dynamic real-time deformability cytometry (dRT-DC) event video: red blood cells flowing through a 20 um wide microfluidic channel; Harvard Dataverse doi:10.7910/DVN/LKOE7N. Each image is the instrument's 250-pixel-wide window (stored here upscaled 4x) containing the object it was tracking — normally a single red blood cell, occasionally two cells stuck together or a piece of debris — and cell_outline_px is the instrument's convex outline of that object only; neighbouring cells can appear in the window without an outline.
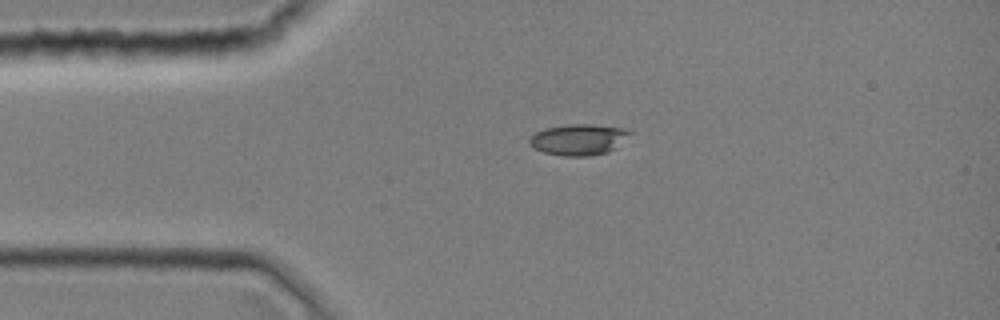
{"species": "common noctule bat (a hibernating species)", "species_latin": "Nyctalus noctula", "temperature_condition": "room temperature", "stored_images_in_passage": 1, "camera_frame_rate_fps": 3000, "um_per_image_px": 0.085, "animal": {"sex": "female", "body_mass_g": 19.0, "forearm_length_mm": 51.5}, "frame": {"image": 1, "passage_image": 1, "time_ms": 0.0, "image_size_px": [1000, 320], "cell_outline_px": [[636, 132], [608, 152], [588, 156], [560, 156], [544, 152], [528, 144], [528, 140], [536, 132], [544, 128], [572, 124], [592, 124], [624, 128]], "centroid_in_image_um": [49.21, 11.85], "position_along_channel_um": 35.8, "area_um2": 18.26}}